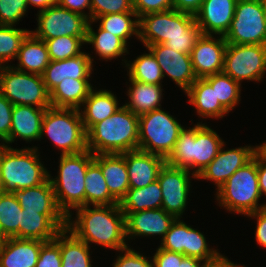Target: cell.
I'll list each match as a JSON object with an SVG mask.
<instances>
[{"mask_svg": "<svg viewBox=\"0 0 266 267\" xmlns=\"http://www.w3.org/2000/svg\"><path fill=\"white\" fill-rule=\"evenodd\" d=\"M207 263L199 258L185 256L180 267H204Z\"/></svg>", "mask_w": 266, "mask_h": 267, "instance_id": "obj_56", "label": "cell"}, {"mask_svg": "<svg viewBox=\"0 0 266 267\" xmlns=\"http://www.w3.org/2000/svg\"><path fill=\"white\" fill-rule=\"evenodd\" d=\"M56 4L91 20V0H56Z\"/></svg>", "mask_w": 266, "mask_h": 267, "instance_id": "obj_51", "label": "cell"}, {"mask_svg": "<svg viewBox=\"0 0 266 267\" xmlns=\"http://www.w3.org/2000/svg\"><path fill=\"white\" fill-rule=\"evenodd\" d=\"M61 230L44 214L21 210L19 238L52 241Z\"/></svg>", "mask_w": 266, "mask_h": 267, "instance_id": "obj_34", "label": "cell"}, {"mask_svg": "<svg viewBox=\"0 0 266 267\" xmlns=\"http://www.w3.org/2000/svg\"><path fill=\"white\" fill-rule=\"evenodd\" d=\"M123 104H120L114 92L104 88H93L79 109L85 131L94 124L112 116Z\"/></svg>", "mask_w": 266, "mask_h": 267, "instance_id": "obj_26", "label": "cell"}, {"mask_svg": "<svg viewBox=\"0 0 266 267\" xmlns=\"http://www.w3.org/2000/svg\"><path fill=\"white\" fill-rule=\"evenodd\" d=\"M192 179L197 180V176L167 163L161 168L157 178L162 194V207L167 213L175 218H183L187 211L188 200H191ZM189 196V197H188Z\"/></svg>", "mask_w": 266, "mask_h": 267, "instance_id": "obj_14", "label": "cell"}, {"mask_svg": "<svg viewBox=\"0 0 266 267\" xmlns=\"http://www.w3.org/2000/svg\"><path fill=\"white\" fill-rule=\"evenodd\" d=\"M204 267H242V265L234 263L226 255H223L217 262L206 264Z\"/></svg>", "mask_w": 266, "mask_h": 267, "instance_id": "obj_55", "label": "cell"}, {"mask_svg": "<svg viewBox=\"0 0 266 267\" xmlns=\"http://www.w3.org/2000/svg\"><path fill=\"white\" fill-rule=\"evenodd\" d=\"M226 145V142H224L217 156L197 176L198 181H211L215 185V190L220 188L238 169L248 163L257 152V145L247 144L232 149H227Z\"/></svg>", "mask_w": 266, "mask_h": 267, "instance_id": "obj_16", "label": "cell"}, {"mask_svg": "<svg viewBox=\"0 0 266 267\" xmlns=\"http://www.w3.org/2000/svg\"><path fill=\"white\" fill-rule=\"evenodd\" d=\"M37 27L30 32L40 40L60 36H86L89 20L57 4L37 12Z\"/></svg>", "mask_w": 266, "mask_h": 267, "instance_id": "obj_15", "label": "cell"}, {"mask_svg": "<svg viewBox=\"0 0 266 267\" xmlns=\"http://www.w3.org/2000/svg\"><path fill=\"white\" fill-rule=\"evenodd\" d=\"M61 267H92L91 247L67 228L60 231Z\"/></svg>", "mask_w": 266, "mask_h": 267, "instance_id": "obj_33", "label": "cell"}, {"mask_svg": "<svg viewBox=\"0 0 266 267\" xmlns=\"http://www.w3.org/2000/svg\"><path fill=\"white\" fill-rule=\"evenodd\" d=\"M238 0H203L194 15L195 21L204 35L225 36L235 14Z\"/></svg>", "mask_w": 266, "mask_h": 267, "instance_id": "obj_22", "label": "cell"}, {"mask_svg": "<svg viewBox=\"0 0 266 267\" xmlns=\"http://www.w3.org/2000/svg\"><path fill=\"white\" fill-rule=\"evenodd\" d=\"M258 184L262 197H266V158L257 151ZM266 199V198H265Z\"/></svg>", "mask_w": 266, "mask_h": 267, "instance_id": "obj_53", "label": "cell"}, {"mask_svg": "<svg viewBox=\"0 0 266 267\" xmlns=\"http://www.w3.org/2000/svg\"><path fill=\"white\" fill-rule=\"evenodd\" d=\"M44 241L7 238L0 248V267H35Z\"/></svg>", "mask_w": 266, "mask_h": 267, "instance_id": "obj_28", "label": "cell"}, {"mask_svg": "<svg viewBox=\"0 0 266 267\" xmlns=\"http://www.w3.org/2000/svg\"><path fill=\"white\" fill-rule=\"evenodd\" d=\"M246 218L255 219L256 223L255 232V241L259 246L266 249V207L259 209L258 211L251 213Z\"/></svg>", "mask_w": 266, "mask_h": 267, "instance_id": "obj_50", "label": "cell"}, {"mask_svg": "<svg viewBox=\"0 0 266 267\" xmlns=\"http://www.w3.org/2000/svg\"><path fill=\"white\" fill-rule=\"evenodd\" d=\"M125 215L126 238L129 242L136 238H155L160 241L164 238L171 224L176 219L163 208L148 209L138 212H123Z\"/></svg>", "mask_w": 266, "mask_h": 267, "instance_id": "obj_18", "label": "cell"}, {"mask_svg": "<svg viewBox=\"0 0 266 267\" xmlns=\"http://www.w3.org/2000/svg\"><path fill=\"white\" fill-rule=\"evenodd\" d=\"M28 8L32 9V6L35 8L37 7L39 10L37 12H40L42 10H45L46 8L56 4V0H26Z\"/></svg>", "mask_w": 266, "mask_h": 267, "instance_id": "obj_54", "label": "cell"}, {"mask_svg": "<svg viewBox=\"0 0 266 267\" xmlns=\"http://www.w3.org/2000/svg\"><path fill=\"white\" fill-rule=\"evenodd\" d=\"M67 229L90 247L95 244L113 251L128 247L125 215L119 204L78 207L67 216Z\"/></svg>", "mask_w": 266, "mask_h": 267, "instance_id": "obj_1", "label": "cell"}, {"mask_svg": "<svg viewBox=\"0 0 266 267\" xmlns=\"http://www.w3.org/2000/svg\"><path fill=\"white\" fill-rule=\"evenodd\" d=\"M16 60L17 64H12L15 69L39 75L44 73L51 61L46 43L31 32L23 40Z\"/></svg>", "mask_w": 266, "mask_h": 267, "instance_id": "obj_31", "label": "cell"}, {"mask_svg": "<svg viewBox=\"0 0 266 267\" xmlns=\"http://www.w3.org/2000/svg\"><path fill=\"white\" fill-rule=\"evenodd\" d=\"M224 39L228 44L266 45L263 0H238L231 26Z\"/></svg>", "mask_w": 266, "mask_h": 267, "instance_id": "obj_11", "label": "cell"}, {"mask_svg": "<svg viewBox=\"0 0 266 267\" xmlns=\"http://www.w3.org/2000/svg\"><path fill=\"white\" fill-rule=\"evenodd\" d=\"M29 10L26 0H0V25H18Z\"/></svg>", "mask_w": 266, "mask_h": 267, "instance_id": "obj_43", "label": "cell"}, {"mask_svg": "<svg viewBox=\"0 0 266 267\" xmlns=\"http://www.w3.org/2000/svg\"><path fill=\"white\" fill-rule=\"evenodd\" d=\"M192 226L183 219L176 218L164 238L159 241L158 247L184 256L199 258L207 264L217 262L224 254H221L214 246L210 247L204 232Z\"/></svg>", "mask_w": 266, "mask_h": 267, "instance_id": "obj_12", "label": "cell"}, {"mask_svg": "<svg viewBox=\"0 0 266 267\" xmlns=\"http://www.w3.org/2000/svg\"><path fill=\"white\" fill-rule=\"evenodd\" d=\"M93 160L94 155L89 150L78 154L60 155L57 175L52 176V171L49 170L48 178L58 206L66 216L76 208L85 206V175L88 165Z\"/></svg>", "mask_w": 266, "mask_h": 267, "instance_id": "obj_7", "label": "cell"}, {"mask_svg": "<svg viewBox=\"0 0 266 267\" xmlns=\"http://www.w3.org/2000/svg\"><path fill=\"white\" fill-rule=\"evenodd\" d=\"M216 204L231 214L243 217L266 207L258 184L257 152L216 191Z\"/></svg>", "mask_w": 266, "mask_h": 267, "instance_id": "obj_6", "label": "cell"}, {"mask_svg": "<svg viewBox=\"0 0 266 267\" xmlns=\"http://www.w3.org/2000/svg\"><path fill=\"white\" fill-rule=\"evenodd\" d=\"M264 6H265V16H266V0H263Z\"/></svg>", "mask_w": 266, "mask_h": 267, "instance_id": "obj_60", "label": "cell"}, {"mask_svg": "<svg viewBox=\"0 0 266 267\" xmlns=\"http://www.w3.org/2000/svg\"><path fill=\"white\" fill-rule=\"evenodd\" d=\"M257 151L266 158V141L262 142L261 144L257 145Z\"/></svg>", "mask_w": 266, "mask_h": 267, "instance_id": "obj_57", "label": "cell"}, {"mask_svg": "<svg viewBox=\"0 0 266 267\" xmlns=\"http://www.w3.org/2000/svg\"><path fill=\"white\" fill-rule=\"evenodd\" d=\"M201 31L193 14L171 9L139 18V39L143 47L164 44L179 53L191 55Z\"/></svg>", "mask_w": 266, "mask_h": 267, "instance_id": "obj_2", "label": "cell"}, {"mask_svg": "<svg viewBox=\"0 0 266 267\" xmlns=\"http://www.w3.org/2000/svg\"><path fill=\"white\" fill-rule=\"evenodd\" d=\"M223 73L240 85L242 82H263L266 74V45L228 44Z\"/></svg>", "mask_w": 266, "mask_h": 267, "instance_id": "obj_13", "label": "cell"}, {"mask_svg": "<svg viewBox=\"0 0 266 267\" xmlns=\"http://www.w3.org/2000/svg\"><path fill=\"white\" fill-rule=\"evenodd\" d=\"M91 80L66 78L50 91L52 107L80 109L89 92L94 88Z\"/></svg>", "mask_w": 266, "mask_h": 267, "instance_id": "obj_32", "label": "cell"}, {"mask_svg": "<svg viewBox=\"0 0 266 267\" xmlns=\"http://www.w3.org/2000/svg\"><path fill=\"white\" fill-rule=\"evenodd\" d=\"M60 232L52 241L45 242L40 249L35 267H61Z\"/></svg>", "mask_w": 266, "mask_h": 267, "instance_id": "obj_46", "label": "cell"}, {"mask_svg": "<svg viewBox=\"0 0 266 267\" xmlns=\"http://www.w3.org/2000/svg\"><path fill=\"white\" fill-rule=\"evenodd\" d=\"M45 136L60 151V155L78 154L87 150V132L78 109L47 108L39 141Z\"/></svg>", "mask_w": 266, "mask_h": 267, "instance_id": "obj_8", "label": "cell"}, {"mask_svg": "<svg viewBox=\"0 0 266 267\" xmlns=\"http://www.w3.org/2000/svg\"><path fill=\"white\" fill-rule=\"evenodd\" d=\"M14 105L0 93V145L11 147L10 131Z\"/></svg>", "mask_w": 266, "mask_h": 267, "instance_id": "obj_47", "label": "cell"}, {"mask_svg": "<svg viewBox=\"0 0 266 267\" xmlns=\"http://www.w3.org/2000/svg\"><path fill=\"white\" fill-rule=\"evenodd\" d=\"M2 192L1 173H0V193Z\"/></svg>", "mask_w": 266, "mask_h": 267, "instance_id": "obj_59", "label": "cell"}, {"mask_svg": "<svg viewBox=\"0 0 266 267\" xmlns=\"http://www.w3.org/2000/svg\"><path fill=\"white\" fill-rule=\"evenodd\" d=\"M86 36H60L48 39L46 43L51 61H61L76 57L84 51Z\"/></svg>", "mask_w": 266, "mask_h": 267, "instance_id": "obj_42", "label": "cell"}, {"mask_svg": "<svg viewBox=\"0 0 266 267\" xmlns=\"http://www.w3.org/2000/svg\"><path fill=\"white\" fill-rule=\"evenodd\" d=\"M94 58L90 52H84L76 57L61 61H50L42 74L43 82L50 92L66 78L74 80H90L94 75Z\"/></svg>", "mask_w": 266, "mask_h": 267, "instance_id": "obj_21", "label": "cell"}, {"mask_svg": "<svg viewBox=\"0 0 266 267\" xmlns=\"http://www.w3.org/2000/svg\"><path fill=\"white\" fill-rule=\"evenodd\" d=\"M187 101L201 119L200 123H207V119L219 120L229 115V111L216 99L215 88L205 78H198L184 93Z\"/></svg>", "mask_w": 266, "mask_h": 267, "instance_id": "obj_24", "label": "cell"}, {"mask_svg": "<svg viewBox=\"0 0 266 267\" xmlns=\"http://www.w3.org/2000/svg\"><path fill=\"white\" fill-rule=\"evenodd\" d=\"M156 57L164 78L169 77L184 93L196 81L191 55L179 53L164 44L149 45Z\"/></svg>", "mask_w": 266, "mask_h": 267, "instance_id": "obj_20", "label": "cell"}, {"mask_svg": "<svg viewBox=\"0 0 266 267\" xmlns=\"http://www.w3.org/2000/svg\"><path fill=\"white\" fill-rule=\"evenodd\" d=\"M119 201L110 193L100 166L93 160L85 175V205H116Z\"/></svg>", "mask_w": 266, "mask_h": 267, "instance_id": "obj_38", "label": "cell"}, {"mask_svg": "<svg viewBox=\"0 0 266 267\" xmlns=\"http://www.w3.org/2000/svg\"><path fill=\"white\" fill-rule=\"evenodd\" d=\"M47 108L34 106L14 105L12 110V124L10 144L18 139L33 144L39 141L42 129V120Z\"/></svg>", "mask_w": 266, "mask_h": 267, "instance_id": "obj_25", "label": "cell"}, {"mask_svg": "<svg viewBox=\"0 0 266 267\" xmlns=\"http://www.w3.org/2000/svg\"><path fill=\"white\" fill-rule=\"evenodd\" d=\"M130 188H142L157 180L166 159L141 150L125 153Z\"/></svg>", "mask_w": 266, "mask_h": 267, "instance_id": "obj_23", "label": "cell"}, {"mask_svg": "<svg viewBox=\"0 0 266 267\" xmlns=\"http://www.w3.org/2000/svg\"><path fill=\"white\" fill-rule=\"evenodd\" d=\"M122 212H138L162 207L161 187L158 180L142 188H129L120 200Z\"/></svg>", "mask_w": 266, "mask_h": 267, "instance_id": "obj_35", "label": "cell"}, {"mask_svg": "<svg viewBox=\"0 0 266 267\" xmlns=\"http://www.w3.org/2000/svg\"><path fill=\"white\" fill-rule=\"evenodd\" d=\"M6 240H7V237L3 234V232L1 231V228H0V248L4 245Z\"/></svg>", "mask_w": 266, "mask_h": 267, "instance_id": "obj_58", "label": "cell"}, {"mask_svg": "<svg viewBox=\"0 0 266 267\" xmlns=\"http://www.w3.org/2000/svg\"><path fill=\"white\" fill-rule=\"evenodd\" d=\"M94 161L100 166L110 193L120 202L130 188L125 153L96 154Z\"/></svg>", "mask_w": 266, "mask_h": 267, "instance_id": "obj_30", "label": "cell"}, {"mask_svg": "<svg viewBox=\"0 0 266 267\" xmlns=\"http://www.w3.org/2000/svg\"><path fill=\"white\" fill-rule=\"evenodd\" d=\"M146 51L143 54L137 55L133 61L126 62L125 69L127 76L134 81L152 84L163 85L164 79L162 70L158 64V61L151 50L146 47Z\"/></svg>", "mask_w": 266, "mask_h": 267, "instance_id": "obj_37", "label": "cell"}, {"mask_svg": "<svg viewBox=\"0 0 266 267\" xmlns=\"http://www.w3.org/2000/svg\"><path fill=\"white\" fill-rule=\"evenodd\" d=\"M16 27L0 25V67L13 64L12 62L16 60L23 40L31 31Z\"/></svg>", "mask_w": 266, "mask_h": 267, "instance_id": "obj_40", "label": "cell"}, {"mask_svg": "<svg viewBox=\"0 0 266 267\" xmlns=\"http://www.w3.org/2000/svg\"><path fill=\"white\" fill-rule=\"evenodd\" d=\"M184 127L164 108L142 114L139 116L138 149L167 159Z\"/></svg>", "mask_w": 266, "mask_h": 267, "instance_id": "obj_9", "label": "cell"}, {"mask_svg": "<svg viewBox=\"0 0 266 267\" xmlns=\"http://www.w3.org/2000/svg\"><path fill=\"white\" fill-rule=\"evenodd\" d=\"M0 93L13 105L52 107L42 75L19 71L12 65L0 67Z\"/></svg>", "mask_w": 266, "mask_h": 267, "instance_id": "obj_10", "label": "cell"}, {"mask_svg": "<svg viewBox=\"0 0 266 267\" xmlns=\"http://www.w3.org/2000/svg\"><path fill=\"white\" fill-rule=\"evenodd\" d=\"M12 195L22 210L46 215L60 230L67 228V216L59 208L49 178L42 184L22 190H13Z\"/></svg>", "mask_w": 266, "mask_h": 267, "instance_id": "obj_17", "label": "cell"}, {"mask_svg": "<svg viewBox=\"0 0 266 267\" xmlns=\"http://www.w3.org/2000/svg\"><path fill=\"white\" fill-rule=\"evenodd\" d=\"M40 146L14 148L0 145L2 192H12L44 183L49 170L41 159Z\"/></svg>", "mask_w": 266, "mask_h": 267, "instance_id": "obj_5", "label": "cell"}, {"mask_svg": "<svg viewBox=\"0 0 266 267\" xmlns=\"http://www.w3.org/2000/svg\"><path fill=\"white\" fill-rule=\"evenodd\" d=\"M226 47L224 36L200 35L191 52L192 66L197 79L223 72Z\"/></svg>", "mask_w": 266, "mask_h": 267, "instance_id": "obj_19", "label": "cell"}, {"mask_svg": "<svg viewBox=\"0 0 266 267\" xmlns=\"http://www.w3.org/2000/svg\"><path fill=\"white\" fill-rule=\"evenodd\" d=\"M21 206L10 192L0 193V228L7 238H19Z\"/></svg>", "mask_w": 266, "mask_h": 267, "instance_id": "obj_41", "label": "cell"}, {"mask_svg": "<svg viewBox=\"0 0 266 267\" xmlns=\"http://www.w3.org/2000/svg\"><path fill=\"white\" fill-rule=\"evenodd\" d=\"M215 88L216 99L231 113L234 108L240 105L242 85L233 80L230 76L222 73L214 74L205 77Z\"/></svg>", "mask_w": 266, "mask_h": 267, "instance_id": "obj_39", "label": "cell"}, {"mask_svg": "<svg viewBox=\"0 0 266 267\" xmlns=\"http://www.w3.org/2000/svg\"><path fill=\"white\" fill-rule=\"evenodd\" d=\"M143 251H137L132 246L116 251L112 267H154L152 256L148 257ZM144 254V255H143Z\"/></svg>", "mask_w": 266, "mask_h": 267, "instance_id": "obj_44", "label": "cell"}, {"mask_svg": "<svg viewBox=\"0 0 266 267\" xmlns=\"http://www.w3.org/2000/svg\"><path fill=\"white\" fill-rule=\"evenodd\" d=\"M139 116L122 105L112 116L87 131V150L96 154H123L138 150Z\"/></svg>", "mask_w": 266, "mask_h": 267, "instance_id": "obj_4", "label": "cell"}, {"mask_svg": "<svg viewBox=\"0 0 266 267\" xmlns=\"http://www.w3.org/2000/svg\"><path fill=\"white\" fill-rule=\"evenodd\" d=\"M94 21L103 30L119 37L128 47L130 46L129 39L133 37H136V40L139 39V18L135 12L101 15Z\"/></svg>", "mask_w": 266, "mask_h": 267, "instance_id": "obj_36", "label": "cell"}, {"mask_svg": "<svg viewBox=\"0 0 266 267\" xmlns=\"http://www.w3.org/2000/svg\"><path fill=\"white\" fill-rule=\"evenodd\" d=\"M152 255L154 267H180V263L185 257L183 254L167 251L159 247Z\"/></svg>", "mask_w": 266, "mask_h": 267, "instance_id": "obj_49", "label": "cell"}, {"mask_svg": "<svg viewBox=\"0 0 266 267\" xmlns=\"http://www.w3.org/2000/svg\"><path fill=\"white\" fill-rule=\"evenodd\" d=\"M126 97L123 104L127 109L133 112L135 115H142L153 110L162 108L163 102V86L164 85H152L131 80L128 77ZM127 101V102H126Z\"/></svg>", "mask_w": 266, "mask_h": 267, "instance_id": "obj_29", "label": "cell"}, {"mask_svg": "<svg viewBox=\"0 0 266 267\" xmlns=\"http://www.w3.org/2000/svg\"><path fill=\"white\" fill-rule=\"evenodd\" d=\"M188 127L186 126L181 130L166 163L187 169L198 176L217 156L225 141L216 130L211 128L212 126L207 123H200V119L192 127Z\"/></svg>", "mask_w": 266, "mask_h": 267, "instance_id": "obj_3", "label": "cell"}, {"mask_svg": "<svg viewBox=\"0 0 266 267\" xmlns=\"http://www.w3.org/2000/svg\"><path fill=\"white\" fill-rule=\"evenodd\" d=\"M94 27L97 28L96 31ZM85 45H92L94 55L98 56L100 61L111 62L121 58L123 67L128 61L126 56L130 53V48L119 37L103 30L98 24L95 26L94 20L88 22Z\"/></svg>", "mask_w": 266, "mask_h": 267, "instance_id": "obj_27", "label": "cell"}, {"mask_svg": "<svg viewBox=\"0 0 266 267\" xmlns=\"http://www.w3.org/2000/svg\"><path fill=\"white\" fill-rule=\"evenodd\" d=\"M203 0H173V9L195 15Z\"/></svg>", "mask_w": 266, "mask_h": 267, "instance_id": "obj_52", "label": "cell"}, {"mask_svg": "<svg viewBox=\"0 0 266 267\" xmlns=\"http://www.w3.org/2000/svg\"><path fill=\"white\" fill-rule=\"evenodd\" d=\"M173 9V0H133V10L138 18L156 12Z\"/></svg>", "mask_w": 266, "mask_h": 267, "instance_id": "obj_48", "label": "cell"}, {"mask_svg": "<svg viewBox=\"0 0 266 267\" xmlns=\"http://www.w3.org/2000/svg\"><path fill=\"white\" fill-rule=\"evenodd\" d=\"M123 12H135L133 0H91V20L101 15Z\"/></svg>", "mask_w": 266, "mask_h": 267, "instance_id": "obj_45", "label": "cell"}]
</instances>
